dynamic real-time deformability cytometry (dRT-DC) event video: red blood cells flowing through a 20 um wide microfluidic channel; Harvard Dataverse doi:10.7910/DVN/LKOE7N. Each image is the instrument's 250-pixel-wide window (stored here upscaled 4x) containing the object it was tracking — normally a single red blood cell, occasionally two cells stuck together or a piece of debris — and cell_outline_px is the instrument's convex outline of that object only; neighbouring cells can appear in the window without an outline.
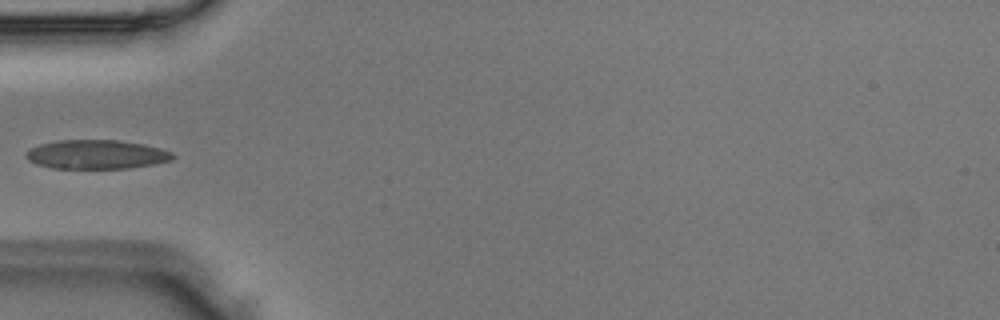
{"species": "Egyptian fruit bat (a non-hibernating species)", "species_latin": "Rousettus aegyptiacus", "temperature_condition": "room temperature", "stored_images_in_passage": 4, "camera_frame_rate_fps": 3000, "um_per_image_px": 0.085, "animal": {"sex": "male"}, "frame": {"image": 1, "passage_image": 4, "time_ms": 1.0, "image_size_px": [1000, 320], "cell_outline_px": [[176, 156], [172, 160], [152, 164], [128, 168], [52, 168], [36, 164], [28, 160], [24, 156], [24, 152], [28, 148], [40, 144], [56, 140], [120, 140], [144, 144], [160, 148], [172, 152]], "centroid_in_image_um": [8.16, 13.12], "position_along_channel_um": 76.8, "area_um2": 25.03}}